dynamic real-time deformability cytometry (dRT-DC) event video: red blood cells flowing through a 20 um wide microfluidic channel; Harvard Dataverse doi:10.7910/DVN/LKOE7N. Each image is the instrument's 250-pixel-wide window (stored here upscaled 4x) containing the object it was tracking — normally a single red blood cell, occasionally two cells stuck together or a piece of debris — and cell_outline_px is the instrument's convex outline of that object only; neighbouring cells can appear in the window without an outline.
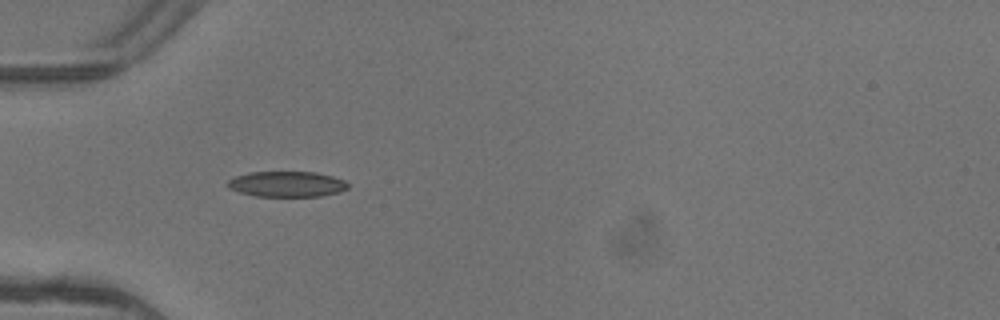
{"species": "common noctule bat (a hibernating species)", "species_latin": "Nyctalus noctula", "temperature_condition": "warm", "stored_images_in_passage": 6, "camera_frame_rate_fps": 3000, "um_per_image_px": 0.085, "animal": {"sex": "female"}, "frame": {"image": 1, "passage_image": 5, "time_ms": 1.333, "image_size_px": [1000, 320], "cell_outline_px": [[348, 188], [340, 192], [320, 196], [256, 196], [240, 192], [228, 188], [228, 180], [236, 176], [248, 172], [316, 172], [332, 176], [344, 180], [348, 184]], "centroid_in_image_um": [24.39, 15.64], "position_along_channel_um": 60.6, "area_um2": 17.86}}
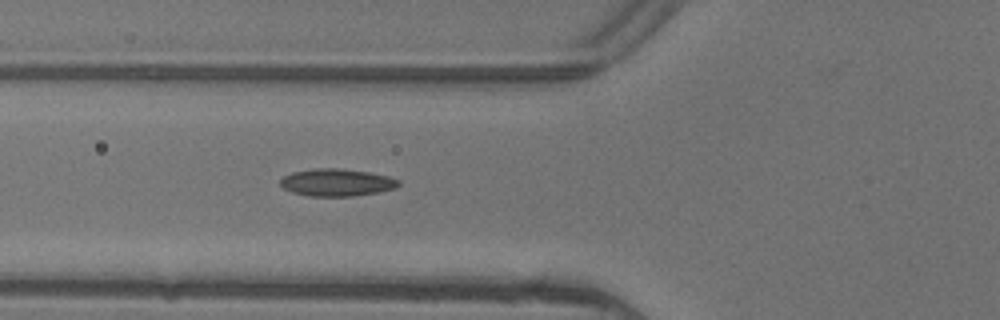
{"frame": {"image": 2, "passage_image": 6, "time_ms": 1.667, "image_size_px": [1000, 320], "cell_outline_px": [[400, 184], [396, 188], [380, 192], [352, 196], [308, 196], [292, 192], [284, 188], [280, 184], [280, 180], [284, 176], [292, 172], [316, 168], [336, 168], [368, 172], [388, 176], [400, 180]], "centroid_in_image_um": [28.64, 15.51], "position_along_channel_um": 97.2, "area_um2": 18.84}}